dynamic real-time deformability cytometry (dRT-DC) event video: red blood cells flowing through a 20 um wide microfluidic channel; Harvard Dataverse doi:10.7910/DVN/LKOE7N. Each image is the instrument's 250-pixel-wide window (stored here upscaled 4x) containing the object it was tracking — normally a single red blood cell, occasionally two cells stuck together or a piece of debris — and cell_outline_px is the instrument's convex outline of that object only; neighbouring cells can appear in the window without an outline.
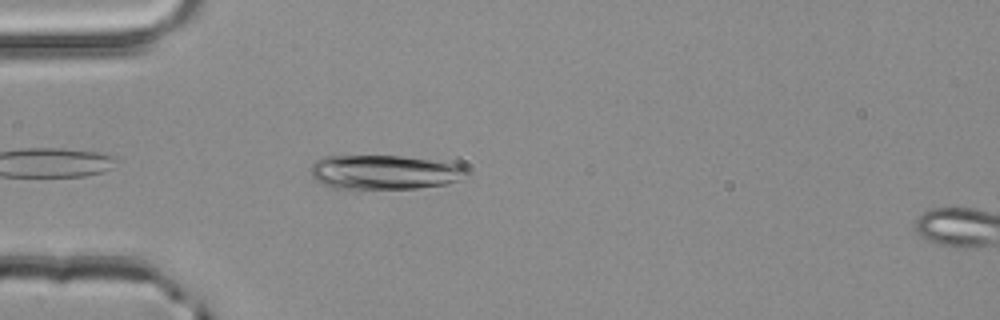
{"species": "common noctule bat (a hibernating species)", "species_latin": "Nyctalus noctula", "temperature_condition": "room temperature", "stored_images_in_passage": 40, "camera_frame_rate_fps": 3000, "um_per_image_px": 0.085, "animal": {"sex": "male", "body_mass_g": 20.4}, "frame": {"image": 1, "passage_image": 3, "time_ms": 0.667, "image_size_px": [1000, 320], "cell_outline_px": [[468, 172], [460, 180], [448, 184], [416, 188], [332, 188], [320, 184], [312, 176], [312, 164], [316, 160], [324, 156], [400, 156], [460, 164], [468, 168]], "centroid_in_image_um": [32.69, 14.63], "position_along_channel_um": 52.3, "area_um2": 31.15}}
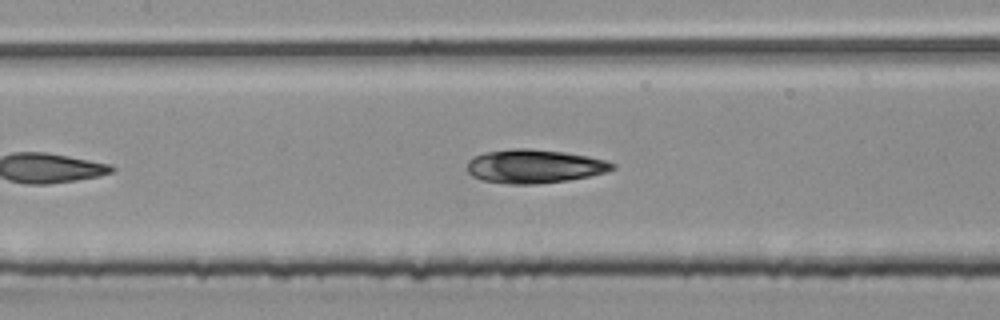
{"frame": {"image": 2, "passage_image": 12, "time_ms": 3.667, "image_size_px": [1000, 320], "cell_outline_px": [[616, 168], [608, 172], [568, 180], [536, 184], [504, 184], [480, 180], [472, 176], [468, 172], [468, 160], [484, 152], [512, 148], [528, 148], [564, 152], [588, 156], [608, 160], [616, 164]], "centroid_in_image_um": [45.44, 14.13], "position_along_channel_um": 162.0, "area_um2": 28.78}}
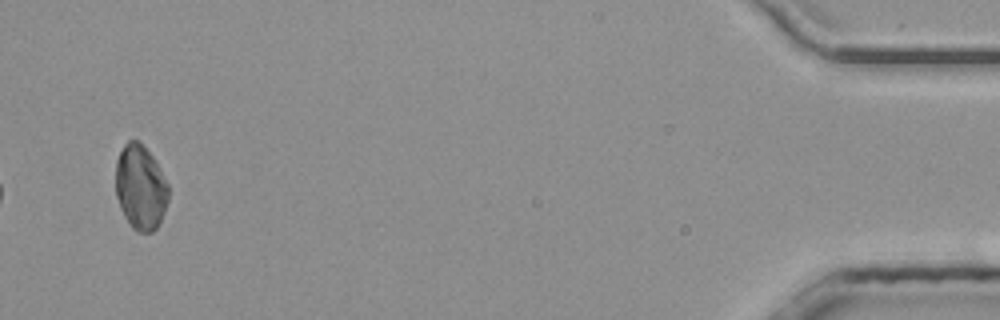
{"frame": {"image": 3, "passage_image": 38, "time_ms": 12.333, "image_size_px": [1000, 320], "cell_outline_px": [[168, 200], [164, 212], [156, 228], [152, 232], [136, 232], [132, 228], [124, 216], [120, 208], [116, 196], [116, 160], [124, 144], [128, 140], [140, 140], [152, 156], [168, 184]], "centroid_in_image_um": [11.93, 15.92], "position_along_channel_um": 423.3, "area_um2": 26.07}, "authors_computed_cell_mechanics": {"area_um2": 27.2238, "velocity_mm_per_s": 4.0317, "shape_relaxation_time_tau1_ms": 10.7101, "shape_relaxation_time_tau2_ms": 4.2185, "deformation_change_tau1": 0.2672, "deformation_change_tau2": 0.0685}}